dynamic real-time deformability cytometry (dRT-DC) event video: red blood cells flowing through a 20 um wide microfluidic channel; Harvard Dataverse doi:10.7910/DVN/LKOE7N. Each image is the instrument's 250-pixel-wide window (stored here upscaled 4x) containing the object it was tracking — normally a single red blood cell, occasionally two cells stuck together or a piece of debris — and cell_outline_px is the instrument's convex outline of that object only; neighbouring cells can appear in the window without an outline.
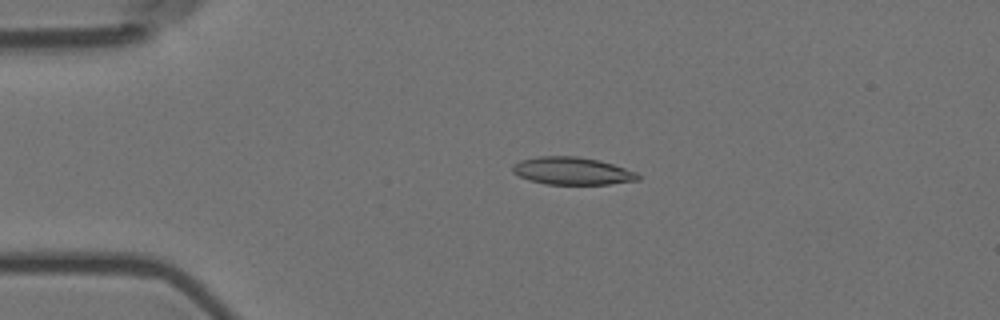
{"species": "Egyptian fruit bat (a non-hibernating species)", "species_latin": "Rousettus aegyptiacus", "temperature_condition": "room temperature", "stored_images_in_passage": 43, "camera_frame_rate_fps": 3000, "um_per_image_px": 0.085, "animal": {"sex": "female"}, "frame": {"image": 1, "passage_image": 12, "time_ms": 3.667, "image_size_px": [1000, 320], "cell_outline_px": [[640, 180], [608, 184], [544, 184], [520, 176], [512, 172], [512, 164], [520, 160], [540, 156], [576, 156], [600, 160], [636, 172], [640, 176]], "centroid_in_image_um": [48.63, 14.52], "position_along_channel_um": 36.4, "area_um2": 20.06}}
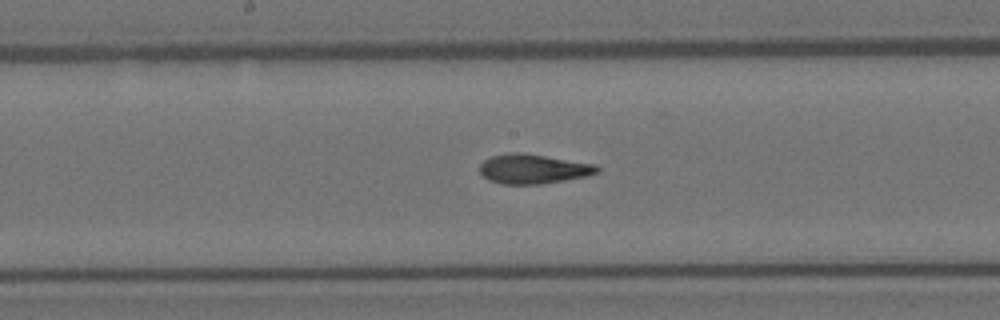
{"frame": {"image": 2, "passage_image": 29, "time_ms": 9.333, "image_size_px": [1000, 320], "cell_outline_px": [[600, 172], [588, 176], [540, 184], [500, 184], [488, 180], [480, 172], [480, 164], [484, 160], [492, 156], [516, 152], [524, 152], [596, 164], [600, 168]], "centroid_in_image_um": [45.35, 14.35], "position_along_channel_um": 202.8, "area_um2": 20.35}}
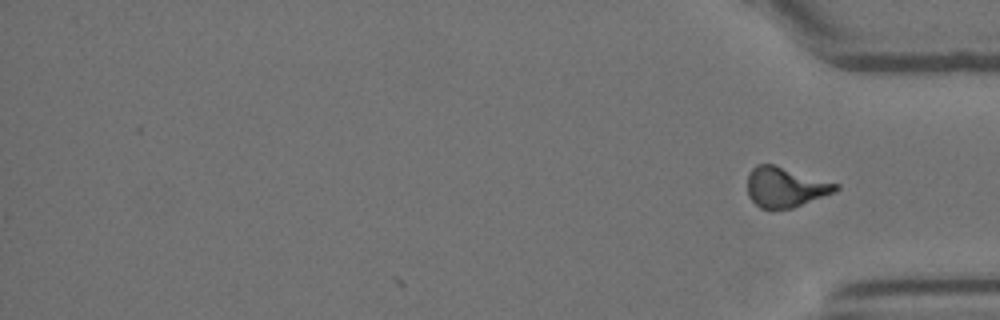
{"frame": {"image": 3, "passage_image": 43, "time_ms": 14.0, "image_size_px": [1000, 320], "cell_outline_px": [[840, 188], [836, 192], [792, 208], [760, 208], [748, 196], [748, 176], [752, 168], [756, 164], [772, 164], [840, 184]], "centroid_in_image_um": [66.77, 15.9], "position_along_channel_um": 368.4, "area_um2": 20.46}, "authors_computed_cell_mechanics": {"area_um2": 20.0566, "velocity_mm_per_s": 3.5791, "shape_relaxation_time_tau1_ms": 6.5187, "shape_relaxation_time_tau2_ms": 2.2732, "deformation_change_tau1": 0.2073, "deformation_change_tau2": 0.1051}}